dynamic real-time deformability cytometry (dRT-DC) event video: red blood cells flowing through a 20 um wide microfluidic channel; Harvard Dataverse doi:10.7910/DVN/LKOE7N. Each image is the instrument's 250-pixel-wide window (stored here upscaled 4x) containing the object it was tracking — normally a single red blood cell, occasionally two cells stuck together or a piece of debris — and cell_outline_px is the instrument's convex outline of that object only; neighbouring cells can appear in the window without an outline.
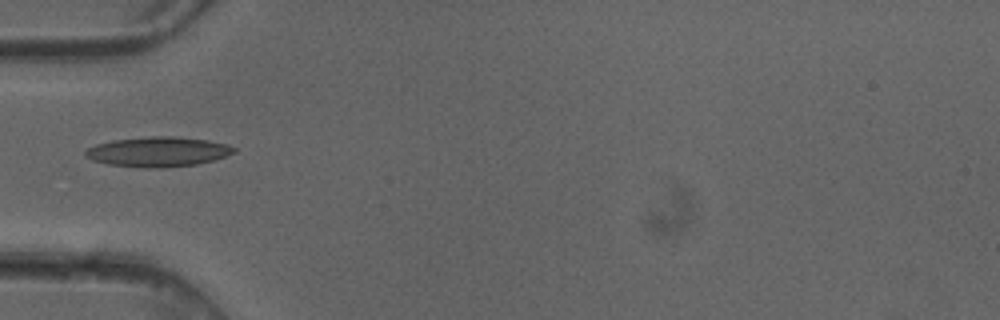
{"species": "common noctule bat (a hibernating species)", "species_latin": "Nyctalus noctula", "temperature_condition": "cold", "stored_images_in_passage": 4, "camera_frame_rate_fps": 3000, "um_per_image_px": 0.085, "animal": {"sex": "female"}, "frame": {"image": 1, "passage_image": 4, "time_ms": 1.0, "image_size_px": [1000, 320], "cell_outline_px": [[236, 152], [216, 160], [196, 164], [164, 168], [144, 168], [108, 164], [92, 160], [84, 156], [84, 152], [88, 148], [96, 144], [112, 140], [152, 136], [172, 136], [208, 140], [228, 144], [236, 148]], "centroid_in_image_um": [13.45, 12.9], "position_along_channel_um": 71.6, "area_um2": 26.07}}